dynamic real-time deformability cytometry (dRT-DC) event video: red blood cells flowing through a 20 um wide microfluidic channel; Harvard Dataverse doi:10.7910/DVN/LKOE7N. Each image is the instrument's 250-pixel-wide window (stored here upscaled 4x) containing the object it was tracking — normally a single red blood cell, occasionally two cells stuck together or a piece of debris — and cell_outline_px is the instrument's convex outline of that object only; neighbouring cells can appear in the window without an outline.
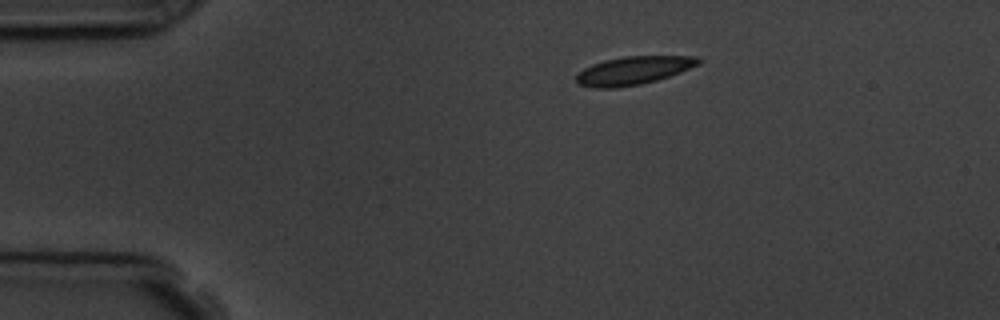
{"species": "common noctule bat (a hibernating species)", "species_latin": "Nyctalus noctula", "temperature_condition": "room temperature", "stored_images_in_passage": 3, "segment_of_instrument_passage": [1, 2], "camera_frame_rate_fps": 3000, "um_per_image_px": 0.085, "animal": {"sex": "male", "body_mass_g": 19.5, "forearm_length_mm": 54.6}, "frame": {"image": 1, "passage_image": 1, "time_ms": 0.0, "image_size_px": [1000, 320], "cell_outline_px": [[700, 64], [680, 72], [656, 80], [640, 84], [616, 88], [592, 88], [576, 84], [576, 76], [584, 68], [592, 64], [604, 60], [624, 56], [700, 56]], "centroid_in_image_um": [53.82, 5.99], "position_along_channel_um": 31.2, "area_um2": 20.11}}